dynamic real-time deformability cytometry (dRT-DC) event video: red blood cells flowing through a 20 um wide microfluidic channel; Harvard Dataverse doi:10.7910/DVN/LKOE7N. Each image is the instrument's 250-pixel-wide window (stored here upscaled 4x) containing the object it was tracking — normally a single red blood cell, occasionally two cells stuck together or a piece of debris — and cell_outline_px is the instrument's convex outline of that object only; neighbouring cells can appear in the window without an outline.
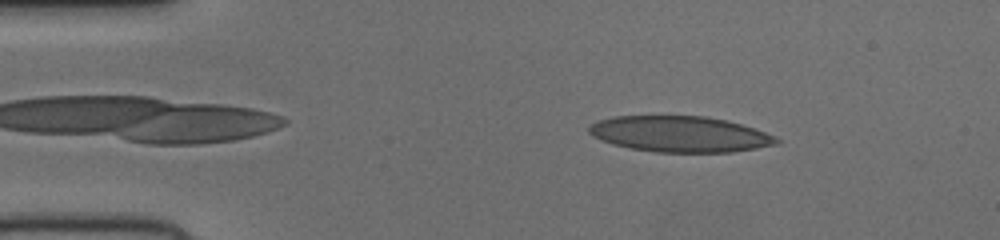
{"species": "human", "species_latin": "Homo sapiens", "temperature_condition": "cold", "stored_images_in_passage": 49, "camera_frame_rate_fps": 3000, "um_per_image_px": 0.085, "donor": {"sex": "female"}, "frame": {"image": 1, "passage_image": 7, "time_ms": 2.0, "image_size_px": [1000, 240], "cell_outline_px": [[780, 144], [732, 152], [656, 152], [632, 148], [612, 144], [592, 136], [588, 132], [588, 128], [592, 124], [600, 120], [612, 116], [704, 116], [728, 120], [776, 136], [780, 140]], "centroid_in_image_um": [57.81, 11.4], "position_along_channel_um": 27.2, "area_um2": 39.13}}
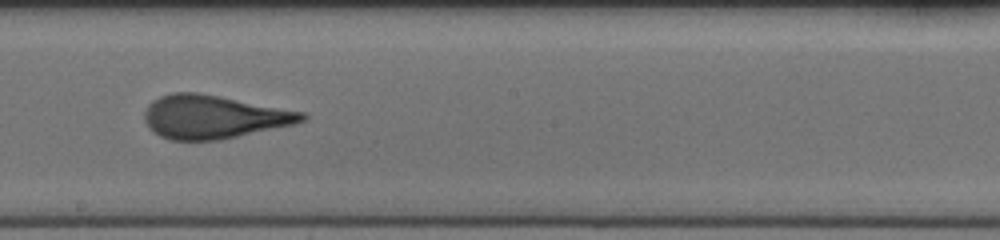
{"frame": {"image": 2, "passage_image": 27, "time_ms": 8.667, "image_size_px": [1000, 240], "cell_outline_px": [[308, 116], [304, 120], [296, 124], [220, 140], [168, 140], [152, 132], [148, 128], [144, 120], [144, 112], [148, 104], [152, 100], [160, 96], [172, 92], [200, 92], [304, 112]], "centroid_in_image_um": [18.12, 9.93], "position_along_channel_um": 230.1, "area_um2": 40.17}}
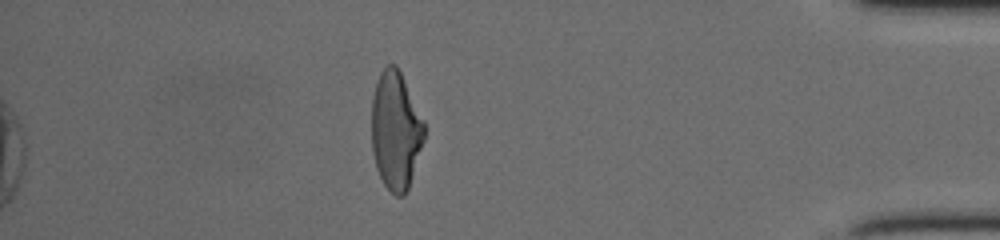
{"frame": {"image": 3, "passage_image": 43, "time_ms": 14.0, "image_size_px": [1000, 240], "cell_outline_px": [[424, 140], [408, 188], [404, 196], [396, 196], [384, 184], [376, 168], [372, 152], [372, 96], [380, 72], [388, 64], [396, 64], [424, 120]], "centroid_in_image_um": [33.62, 11.09], "position_along_channel_um": 401.6, "area_um2": 36.01}}